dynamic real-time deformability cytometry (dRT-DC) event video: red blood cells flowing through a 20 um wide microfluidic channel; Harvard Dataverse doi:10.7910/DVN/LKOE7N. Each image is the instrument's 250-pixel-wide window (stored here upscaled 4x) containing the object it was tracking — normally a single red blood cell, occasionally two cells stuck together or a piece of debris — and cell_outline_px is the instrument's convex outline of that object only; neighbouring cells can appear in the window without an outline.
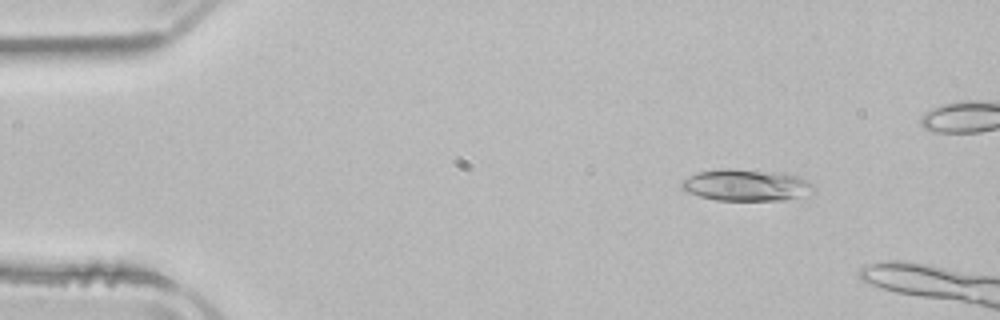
{"species": "common noctule bat (a hibernating species)", "species_latin": "Nyctalus noctula", "temperature_condition": "room temperature", "stored_images_in_passage": 3, "camera_frame_rate_fps": 3000, "um_per_image_px": 0.085, "animal": {"sex": "male", "body_mass_g": 21.5, "forearm_length_mm": 52.0}, "frame": {"image": 1, "passage_image": 1, "time_ms": 0.0, "image_size_px": [1000, 320], "cell_outline_px": [[816, 188], [808, 196], [784, 200], [716, 200], [700, 196], [688, 192], [680, 188], [680, 180], [696, 172], [724, 168], [732, 168], [784, 172], [796, 176], [812, 184]], "centroid_in_image_um": [63.42, 15.72], "position_along_channel_um": 21.6, "area_um2": 24.8}}